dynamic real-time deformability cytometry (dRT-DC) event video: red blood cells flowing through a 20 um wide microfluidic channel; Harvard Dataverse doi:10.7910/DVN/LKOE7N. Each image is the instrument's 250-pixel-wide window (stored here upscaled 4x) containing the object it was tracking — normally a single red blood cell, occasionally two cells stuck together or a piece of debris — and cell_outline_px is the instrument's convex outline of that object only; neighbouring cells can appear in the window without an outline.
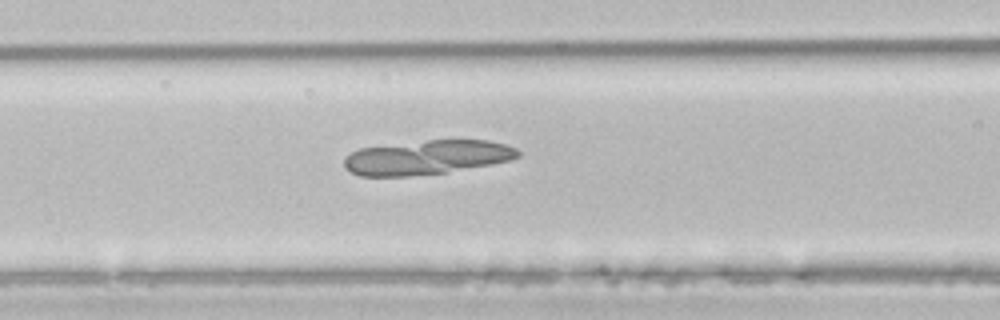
{"species": "common noctule bat (a hibernating species)", "species_latin": "Nyctalus noctula", "temperature_condition": "room temperature", "stored_images_in_passage": 45, "camera_frame_rate_fps": 3000, "um_per_image_px": 0.085, "animal": {"sex": "male", "body_mass_g": 21.5, "forearm_length_mm": 52.0}, "frame": {"image": 1, "passage_image": 21, "time_ms": 6.667, "image_size_px": [1000, 320], "cell_outline_px": [[520, 156], [508, 160], [492, 164], [448, 172], [408, 176], [360, 176], [344, 168], [344, 156], [360, 148], [428, 140], [488, 140], [504, 144], [516, 148], [520, 152]], "centroid_in_image_um": [36.28, 13.38], "position_along_channel_um": 130.3, "area_um2": 34.62}}
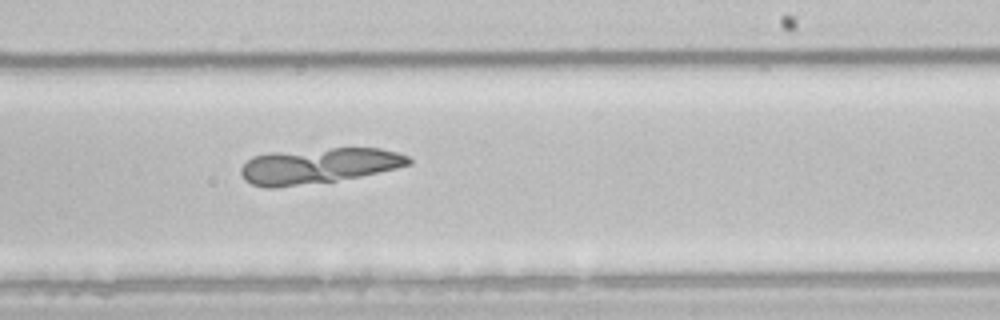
{"frame": {"image": 2, "passage_image": 31, "time_ms": 10.0, "image_size_px": [1000, 320], "cell_outline_px": [[412, 164], [396, 168], [360, 176], [336, 180], [276, 188], [264, 188], [252, 184], [244, 180], [240, 172], [240, 168], [252, 156], [268, 152], [332, 148], [380, 148], [396, 152], [408, 156], [412, 160]], "centroid_in_image_um": [27.04, 14.08], "position_along_channel_um": 262.0, "area_um2": 34.8}}
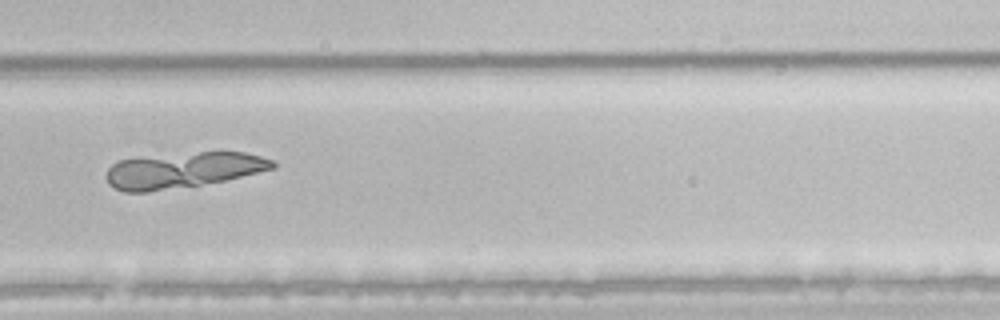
{"frame": {"image": 3, "passage_image": 35, "time_ms": 11.333, "image_size_px": [1000, 320], "cell_outline_px": [[276, 168], [224, 180], [200, 184], [148, 192], [124, 192], [108, 184], [104, 176], [108, 168], [112, 164], [120, 160], [220, 148], [244, 152], [260, 156], [272, 160], [276, 164]], "centroid_in_image_um": [15.59, 14.42], "position_along_channel_um": 314.2, "area_um2": 35.2}}